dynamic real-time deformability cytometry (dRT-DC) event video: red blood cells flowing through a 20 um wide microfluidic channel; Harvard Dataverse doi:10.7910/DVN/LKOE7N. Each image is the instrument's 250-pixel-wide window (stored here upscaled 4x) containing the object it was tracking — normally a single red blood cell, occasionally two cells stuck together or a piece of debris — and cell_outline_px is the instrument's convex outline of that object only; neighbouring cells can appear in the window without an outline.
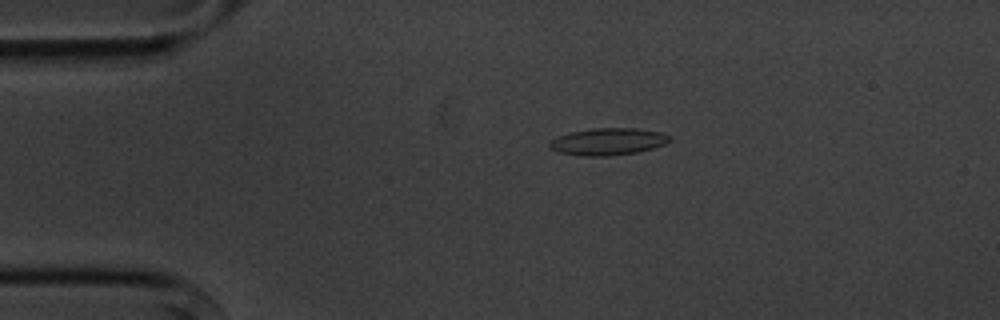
{"species": "common noctule bat (a hibernating species)", "species_latin": "Nyctalus noctula", "temperature_condition": "cold", "stored_images_in_passage": 4, "camera_frame_rate_fps": 3000, "um_per_image_px": 0.085, "animal": {"sex": "male", "body_mass_g": 20.1, "forearm_length_mm": 53.5}, "frame": {"image": 1, "passage_image": 3, "time_ms": 2.333, "image_size_px": [1000, 320], "cell_outline_px": [[668, 140], [664, 144], [652, 148], [636, 152], [608, 156], [588, 156], [560, 152], [552, 148], [548, 144], [556, 136], [568, 132], [592, 128], [636, 128], [660, 132], [668, 136]], "centroid_in_image_um": [51.63, 12.02], "position_along_channel_um": 33.4, "area_um2": 18.61}}